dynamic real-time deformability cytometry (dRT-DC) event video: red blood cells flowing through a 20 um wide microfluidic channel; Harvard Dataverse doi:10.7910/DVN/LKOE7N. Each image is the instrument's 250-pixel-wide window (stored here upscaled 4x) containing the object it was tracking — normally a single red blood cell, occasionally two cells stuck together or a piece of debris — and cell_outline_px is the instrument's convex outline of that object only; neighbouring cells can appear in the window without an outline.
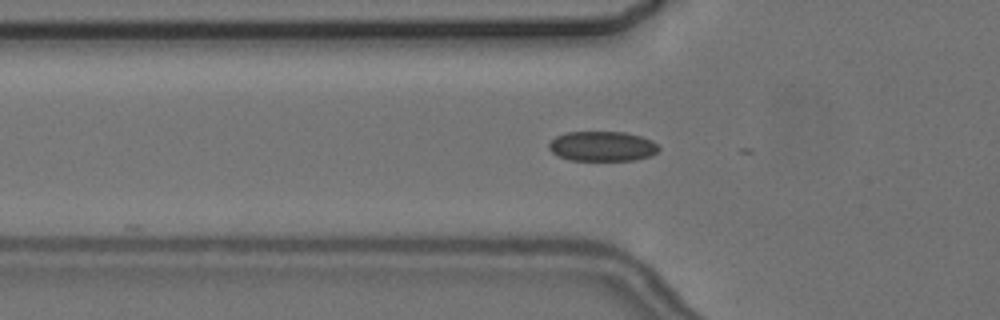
{"species": "common noctule bat (a hibernating species)", "species_latin": "Nyctalus noctula", "temperature_condition": "cold", "stored_images_in_passage": 5, "camera_frame_rate_fps": 3000, "um_per_image_px": 0.085, "animal": {"sex": "female", "body_mass_g": 24.6, "forearm_length_mm": 56.2}, "frame": {"image": 1, "passage_image": 5, "time_ms": 5.0, "image_size_px": [1000, 320], "cell_outline_px": [[660, 148], [652, 156], [636, 160], [568, 160], [556, 156], [548, 148], [548, 144], [556, 136], [568, 132], [624, 132], [640, 136], [652, 140]], "centroid_in_image_um": [51.18, 12.44], "position_along_channel_um": 74.6, "area_um2": 19.25}}